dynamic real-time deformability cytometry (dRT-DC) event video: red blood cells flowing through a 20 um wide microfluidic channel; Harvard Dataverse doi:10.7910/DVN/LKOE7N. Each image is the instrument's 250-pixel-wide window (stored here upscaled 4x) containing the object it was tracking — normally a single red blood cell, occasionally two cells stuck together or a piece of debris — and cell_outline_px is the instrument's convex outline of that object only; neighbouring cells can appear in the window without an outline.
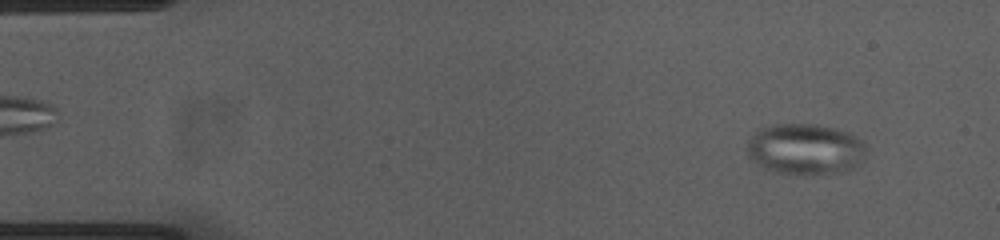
{"species": "common noctule bat (a hibernating species)", "species_latin": "Nyctalus noctula", "temperature_condition": "cold", "stored_images_in_passage": 52, "camera_frame_rate_fps": 3000, "um_per_image_px": 0.085, "animal": {"sex": "female", "body_mass_g": 23.0, "forearm_length_mm": 53.4}, "frame": {"image": 1, "passage_image": 3, "time_ms": 0.667, "image_size_px": [1000, 240], "cell_outline_px": [[868, 148], [864, 160], [860, 164], [848, 172], [816, 176], [796, 176], [776, 172], [764, 168], [756, 164], [748, 156], [748, 140], [760, 128], [772, 124], [816, 124], [848, 132], [864, 140]], "centroid_in_image_um": [68.52, 12.72], "position_along_channel_um": 16.5, "area_um2": 36.65}}
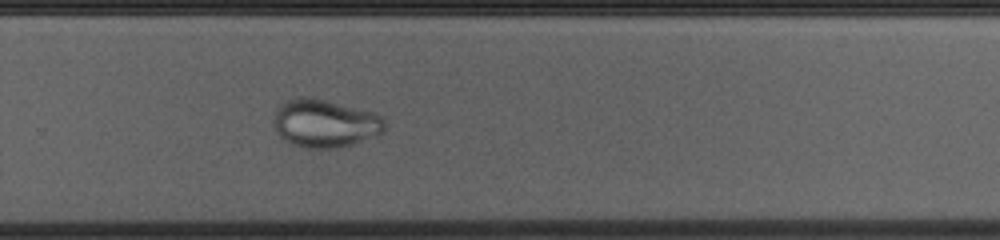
{"frame": {"image": 2, "passage_image": 34, "time_ms": 11.0, "image_size_px": [1000, 240], "cell_outline_px": [[388, 124], [384, 132], [352, 144], [340, 148], [304, 148], [292, 144], [284, 140], [280, 136], [272, 120], [276, 108], [280, 104], [288, 100], [300, 96], [308, 96], [376, 112]], "centroid_in_image_um": [27.62, 10.48], "position_along_channel_um": 302.2, "area_um2": 31.39}}
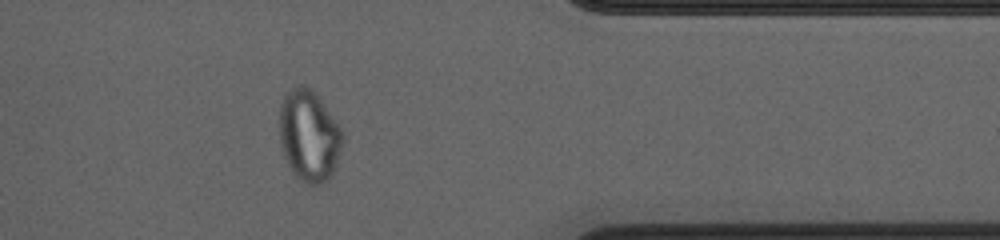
{"frame": {"image": 3, "passage_image": 42, "time_ms": 13.667, "image_size_px": [1000, 240], "cell_outline_px": [[344, 140], [332, 176], [324, 184], [308, 184], [296, 176], [292, 172], [284, 156], [280, 140], [280, 104], [284, 92], [300, 84], [304, 84], [316, 92], [344, 132]], "centroid_in_image_um": [26.28, 11.51], "position_along_channel_um": 385.1, "area_um2": 34.04}}